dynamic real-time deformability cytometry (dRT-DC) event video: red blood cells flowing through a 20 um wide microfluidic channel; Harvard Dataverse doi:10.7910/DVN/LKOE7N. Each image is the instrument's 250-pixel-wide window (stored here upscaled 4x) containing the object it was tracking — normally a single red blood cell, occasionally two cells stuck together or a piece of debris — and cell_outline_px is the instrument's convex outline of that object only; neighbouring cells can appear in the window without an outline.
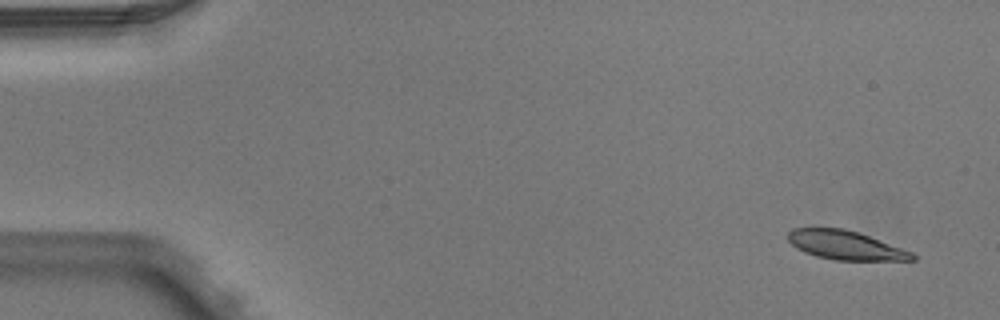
{"species": "Egyptian fruit bat (a non-hibernating species)", "species_latin": "Rousettus aegyptiacus", "temperature_condition": "warm", "stored_images_in_passage": 4, "camera_frame_rate_fps": 3000, "um_per_image_px": 0.085, "animal": {"sex": "male"}, "frame": {"image": 1, "passage_image": 1, "time_ms": 0.0, "image_size_px": [1000, 320], "cell_outline_px": [[916, 260], [836, 260], [816, 256], [804, 252], [796, 248], [788, 240], [788, 232], [792, 228], [812, 224], [844, 228], [860, 232], [912, 252], [916, 256]], "centroid_in_image_um": [71.77, 20.78], "position_along_channel_um": 13.2, "area_um2": 21.73}}
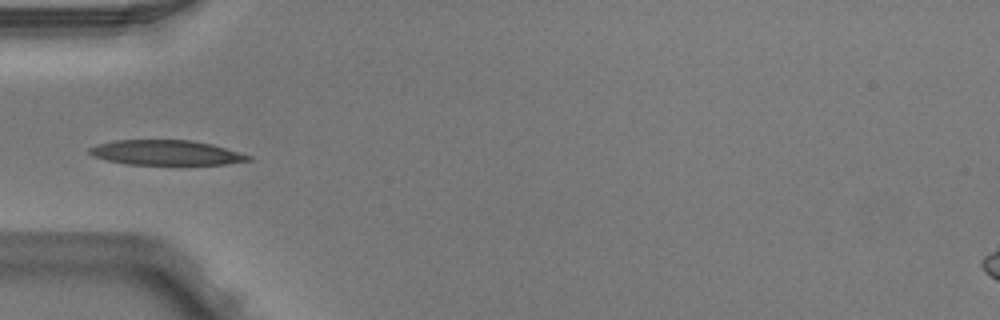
{"frame": {"image": 2, "passage_image": 4, "time_ms": 1.0, "image_size_px": [1000, 320], "cell_outline_px": [[252, 160], [224, 164], [128, 164], [108, 160], [92, 156], [88, 152], [88, 148], [96, 144], [116, 140], [188, 140], [212, 144], [252, 156]], "centroid_in_image_um": [14.09, 12.97], "position_along_channel_um": 70.9, "area_um2": 22.89}}